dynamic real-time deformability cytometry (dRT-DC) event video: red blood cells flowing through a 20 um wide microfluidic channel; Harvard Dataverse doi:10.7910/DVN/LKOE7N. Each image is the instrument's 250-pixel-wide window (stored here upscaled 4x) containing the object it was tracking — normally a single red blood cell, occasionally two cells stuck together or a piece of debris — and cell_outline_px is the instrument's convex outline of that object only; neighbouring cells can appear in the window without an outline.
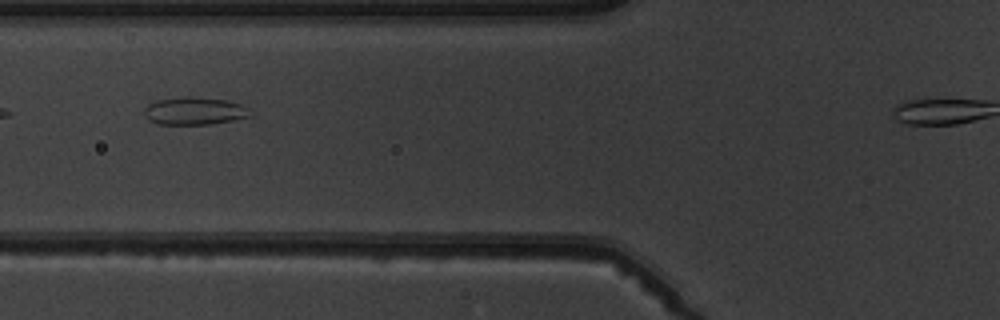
{"species": "common noctule bat (a hibernating species)", "species_latin": "Nyctalus noctula", "temperature_condition": "warm", "stored_images_in_passage": 4, "camera_frame_rate_fps": 3000, "um_per_image_px": 0.085, "animal": {"sex": "male", "body_mass_g": 19.5, "forearm_length_mm": 54.6}, "frame": {"image": 1, "passage_image": 4, "time_ms": 3.333, "image_size_px": [1000, 320], "cell_outline_px": [[252, 116], [232, 120], [208, 124], [160, 124], [148, 120], [144, 116], [144, 108], [148, 104], [156, 100], [188, 96], [224, 100], [240, 104]], "centroid_in_image_um": [16.44, 9.43], "position_along_channel_um": 109.4, "area_um2": 16.76}}